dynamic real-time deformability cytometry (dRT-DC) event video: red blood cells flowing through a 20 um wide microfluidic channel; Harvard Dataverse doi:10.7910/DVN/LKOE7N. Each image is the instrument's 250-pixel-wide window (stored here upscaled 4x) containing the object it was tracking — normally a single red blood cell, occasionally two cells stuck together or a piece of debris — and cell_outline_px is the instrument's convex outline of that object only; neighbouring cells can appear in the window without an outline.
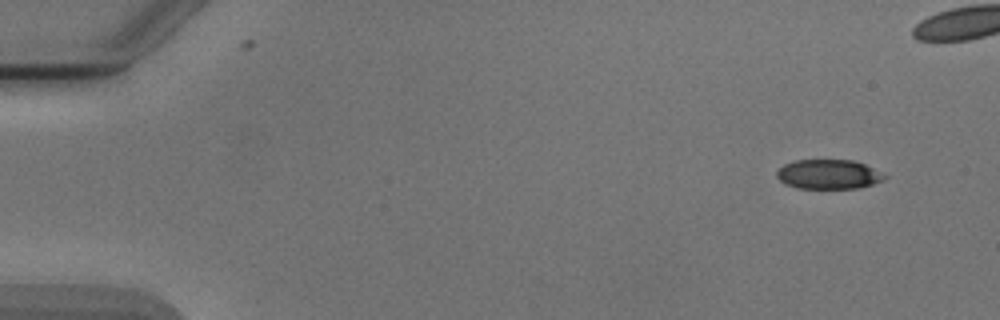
{"species": "Egyptian fruit bat (a non-hibernating species)", "species_latin": "Rousettus aegyptiacus", "temperature_condition": "cold", "stored_images_in_passage": 5, "segment_of_instrument_passage": [1, 2], "camera_frame_rate_fps": 3000, "um_per_image_px": 0.085, "animal": {"sex": "male"}, "frame": {"image": 1, "passage_image": 1, "time_ms": 0.0, "image_size_px": [1000, 320], "cell_outline_px": [[888, 176], [884, 180], [860, 188], [796, 188], [784, 184], [776, 176], [776, 172], [784, 164], [796, 160], [852, 160], [864, 164]], "centroid_in_image_um": [70.41, 14.82], "position_along_channel_um": 14.6, "area_um2": 18.5}}
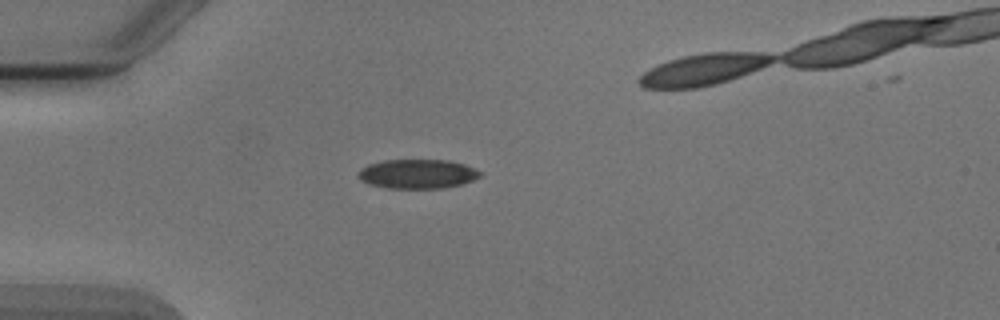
{"frame": {"image": 2, "passage_image": 4, "time_ms": 3.667, "image_size_px": [1000, 320], "cell_outline_px": [[480, 176], [472, 180], [460, 184], [440, 188], [388, 188], [368, 184], [360, 180], [356, 176], [360, 168], [368, 164], [384, 160], [448, 160], [464, 164], [480, 172]], "centroid_in_image_um": [35.4, 14.78], "position_along_channel_um": 49.6, "area_um2": 20.69}}